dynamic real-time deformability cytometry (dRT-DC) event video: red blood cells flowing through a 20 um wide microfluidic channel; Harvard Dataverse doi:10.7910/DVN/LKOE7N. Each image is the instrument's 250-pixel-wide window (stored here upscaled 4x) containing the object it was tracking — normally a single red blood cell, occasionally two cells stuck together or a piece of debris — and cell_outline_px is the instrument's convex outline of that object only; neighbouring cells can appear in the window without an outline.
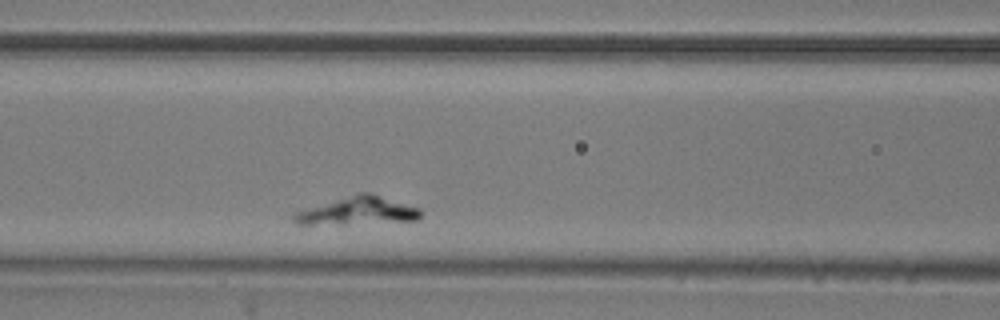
{"species": "common noctule bat (a hibernating species)", "species_latin": "Nyctalus noctula", "temperature_condition": "room temperature", "stored_images_in_passage": 33, "camera_frame_rate_fps": 3000, "um_per_image_px": 0.085, "animal": {"sex": "male", "body_mass_g": 20.5, "forearm_length_mm": 52.5}, "frame": {"image": 1, "passage_image": 9, "time_ms": 2.667, "image_size_px": [1000, 320], "cell_outline_px": [[420, 216], [416, 220], [344, 224], [300, 224], [292, 220], [292, 216], [296, 212], [360, 192], [372, 192], [420, 208]], "centroid_in_image_um": [30.44, 17.92], "position_along_channel_um": 136.2, "area_um2": 20.23}}
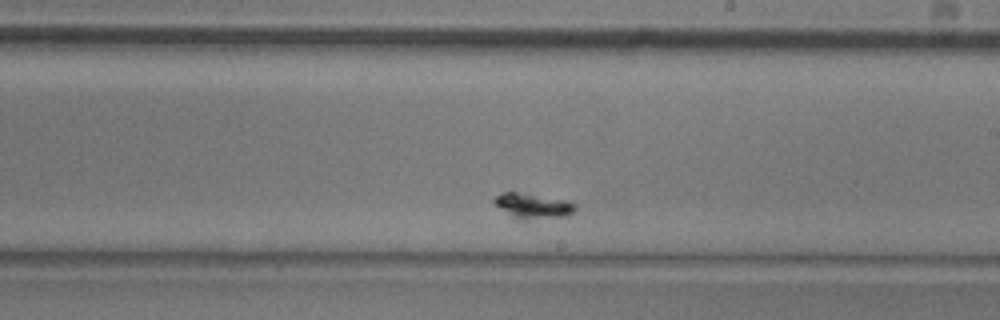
{"frame": {"image": 2, "passage_image": 19, "time_ms": 6.0, "image_size_px": [1000, 320], "cell_outline_px": [[576, 212], [568, 216], [524, 220], [512, 220], [492, 204], [492, 200], [496, 196], [504, 192], [516, 192], [564, 200], [576, 204]], "centroid_in_image_um": [45.22, 17.54], "position_along_channel_um": 243.8, "area_um2": 12.31}}
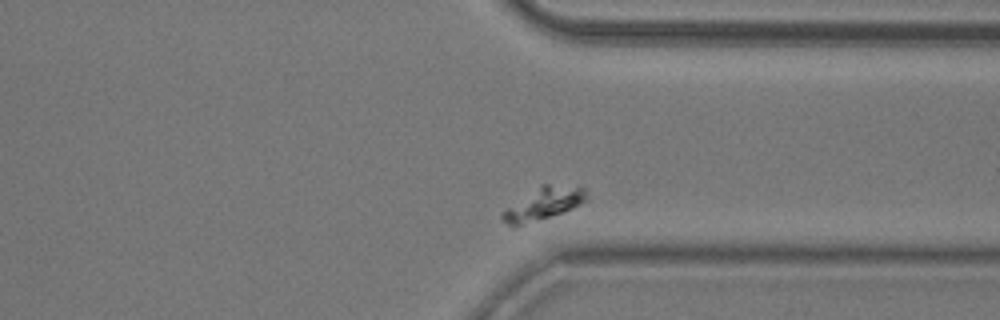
{"frame": {"image": 3, "passage_image": 30, "time_ms": 9.667, "image_size_px": [1000, 320], "cell_outline_px": [[588, 200], [572, 208], [516, 228], [512, 228], [500, 216], [504, 208], [540, 184], [548, 184], [584, 188], [588, 196]], "centroid_in_image_um": [46.13, 17.33], "position_along_channel_um": 365.3, "area_um2": 15.95}}